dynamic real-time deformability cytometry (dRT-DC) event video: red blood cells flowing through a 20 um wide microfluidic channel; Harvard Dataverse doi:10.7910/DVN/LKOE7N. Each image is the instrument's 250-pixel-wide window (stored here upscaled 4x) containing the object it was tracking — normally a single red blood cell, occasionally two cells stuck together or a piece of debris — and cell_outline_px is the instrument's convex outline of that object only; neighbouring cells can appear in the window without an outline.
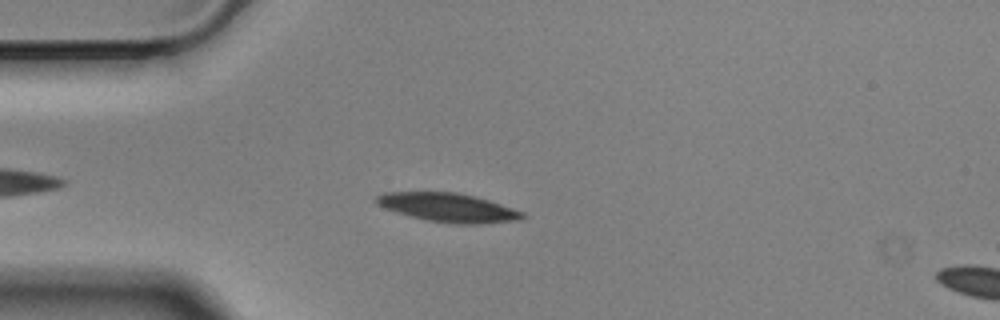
{"species": "Egyptian fruit bat (a non-hibernating species)", "species_latin": "Rousettus aegyptiacus", "temperature_condition": "cold", "stored_images_in_passage": 46, "camera_frame_rate_fps": 3000, "um_per_image_px": 0.085, "animal": {"sex": "male"}, "frame": {"image": 1, "passage_image": 7, "time_ms": 2.0, "image_size_px": [1000, 320], "cell_outline_px": [[528, 216], [520, 220], [480, 224], [456, 224], [428, 220], [396, 212], [384, 208], [376, 204], [372, 200], [376, 196], [384, 192], [456, 192], [488, 200], [524, 212]], "centroid_in_image_um": [38.08, 17.64], "position_along_channel_um": 46.9, "area_um2": 24.51}}
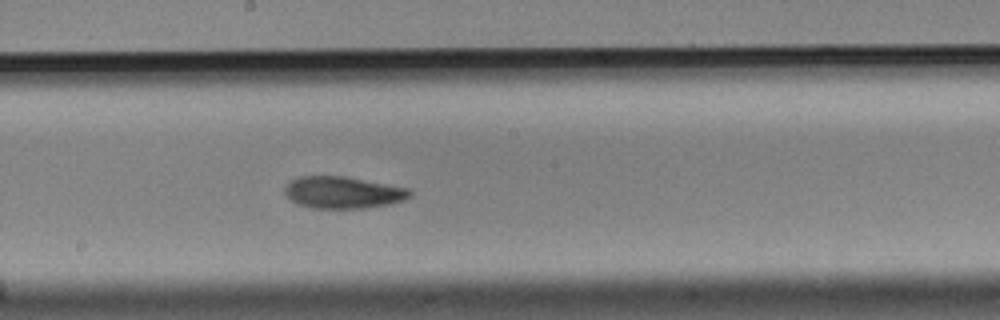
{"frame": {"image": 2, "passage_image": 23, "time_ms": 7.333, "image_size_px": [1000, 320], "cell_outline_px": [[412, 196], [404, 200], [392, 204], [364, 208], [312, 208], [296, 204], [284, 192], [284, 188], [292, 180], [300, 176], [344, 176], [408, 188], [412, 192]], "centroid_in_image_um": [29.17, 16.37], "position_along_channel_um": 219.0, "area_um2": 23.24}}
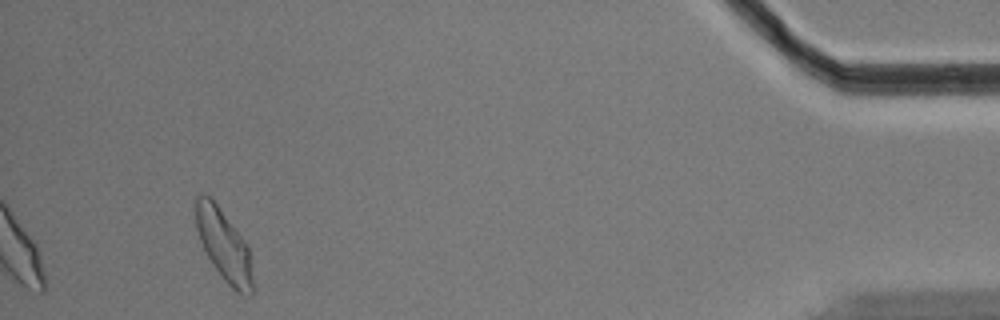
{"frame": {"image": 3, "passage_image": 46, "time_ms": 15.0, "image_size_px": [1000, 320], "cell_outline_px": [[252, 296], [244, 296], [236, 292], [224, 280], [212, 264], [200, 240], [196, 228], [196, 196], [200, 192], [204, 192], [212, 196], [248, 244], [252, 276]], "centroid_in_image_um": [19.03, 20.8], "position_along_channel_um": 416.2, "area_um2": 23.99}, "authors_computed_cell_mechanics": {"area_um2": 23.2067, "velocity_mm_per_s": 3.4859, "shape_relaxation_time_tau1_ms": 3.6062, "shape_relaxation_time_tau2_ms": 4.9015, "deformation_change_tau1": 0.1197, "deformation_change_tau2": 0.1025}}